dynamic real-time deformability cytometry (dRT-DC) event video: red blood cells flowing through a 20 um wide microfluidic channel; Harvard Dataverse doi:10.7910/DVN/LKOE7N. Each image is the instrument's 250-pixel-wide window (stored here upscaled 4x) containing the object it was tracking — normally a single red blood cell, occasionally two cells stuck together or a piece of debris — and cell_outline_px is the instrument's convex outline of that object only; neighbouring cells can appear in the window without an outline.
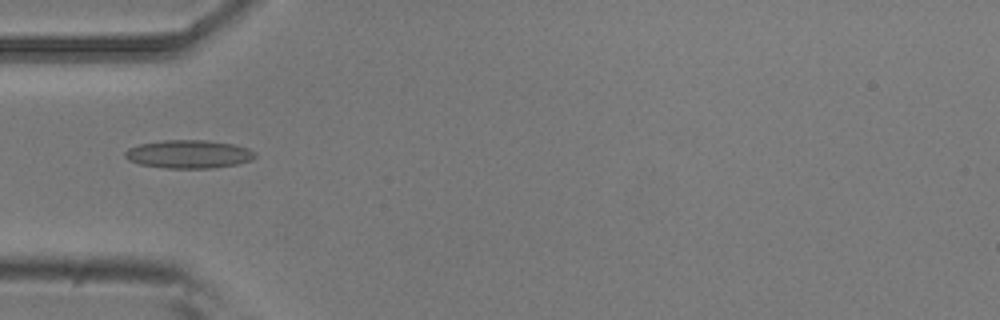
{"species": "common noctule bat (a hibernating species)", "species_latin": "Nyctalus noctula", "temperature_condition": "room temperature", "stored_images_in_passage": 5, "camera_frame_rate_fps": 3000, "um_per_image_px": 0.085, "animal": {"sex": "male", "body_mass_g": 20.5, "forearm_length_mm": 52.5}, "frame": {"image": 1, "passage_image": 5, "time_ms": 1.333, "image_size_px": [1000, 320], "cell_outline_px": [[256, 156], [252, 160], [236, 164], [212, 168], [164, 168], [140, 164], [128, 160], [124, 156], [124, 152], [128, 148], [140, 144], [164, 140], [208, 140], [232, 144], [248, 148], [256, 152]], "centroid_in_image_um": [16.04, 13.1], "position_along_channel_um": 69.0, "area_um2": 21.44}}